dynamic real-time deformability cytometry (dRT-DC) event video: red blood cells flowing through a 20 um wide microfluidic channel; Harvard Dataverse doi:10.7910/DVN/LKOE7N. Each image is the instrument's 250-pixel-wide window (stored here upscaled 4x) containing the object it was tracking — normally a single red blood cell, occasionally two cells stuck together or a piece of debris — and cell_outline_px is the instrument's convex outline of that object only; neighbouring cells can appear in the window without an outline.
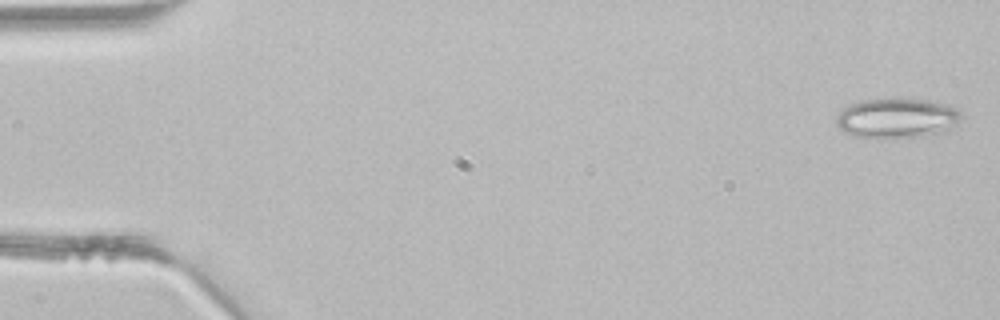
{"species": "common noctule bat (a hibernating species)", "species_latin": "Nyctalus noctula", "temperature_condition": "room temperature", "stored_images_in_passage": 3, "camera_frame_rate_fps": 3000, "um_per_image_px": 0.085, "animal": {"sex": "male", "body_mass_g": 21.5, "forearm_length_mm": 52.0}, "frame": {"image": 1, "passage_image": 1, "time_ms": 0.0, "image_size_px": [1000, 320], "cell_outline_px": [[964, 116], [952, 128], [944, 132], [920, 136], [884, 140], [852, 136], [844, 132], [836, 124], [836, 116], [844, 108], [860, 100], [928, 100], [948, 104], [960, 108]], "centroid_in_image_um": [76.28, 10.08], "position_along_channel_um": 8.7, "area_um2": 29.48}}